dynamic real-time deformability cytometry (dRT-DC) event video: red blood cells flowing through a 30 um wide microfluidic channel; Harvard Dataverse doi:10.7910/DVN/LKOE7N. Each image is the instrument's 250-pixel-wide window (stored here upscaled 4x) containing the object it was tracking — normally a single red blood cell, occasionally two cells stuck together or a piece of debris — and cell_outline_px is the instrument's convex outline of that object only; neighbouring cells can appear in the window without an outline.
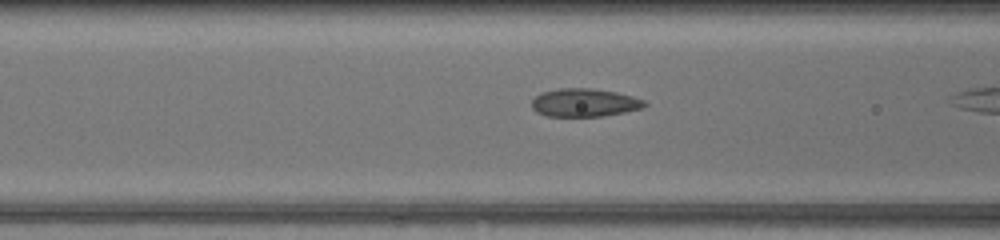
{"species": "common noctule bat (a hibernating species)", "species_latin": "Nyctalus noctula", "temperature_condition": "warm", "stored_images_in_passage": 23, "camera_frame_rate_fps": 3000, "um_per_image_px": 0.085, "animal": {"sex": "female", "body_mass_g": 17.0, "forearm_length_mm": 48.0}, "frame": {"image": 1, "passage_image": 4, "time_ms": 1.0, "image_size_px": [1000, 240], "cell_outline_px": [[648, 104], [640, 108], [624, 112], [600, 116], [548, 116], [536, 112], [532, 108], [532, 100], [536, 96], [544, 92], [560, 88], [588, 88], [616, 92], [632, 96], [644, 100]], "centroid_in_image_um": [49.67, 8.72], "position_along_channel_um": 116.9, "area_um2": 18.26}}
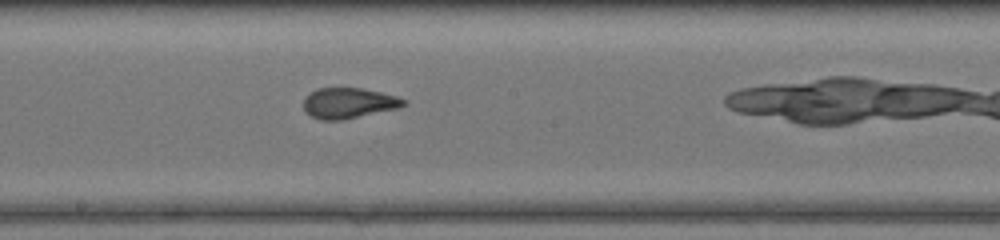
{"frame": {"image": 2, "passage_image": 11, "time_ms": 3.333, "image_size_px": [1000, 240], "cell_outline_px": [[404, 104], [396, 108], [344, 120], [320, 120], [304, 112], [304, 100], [316, 88], [360, 88], [380, 92], [396, 96], [404, 100]], "centroid_in_image_um": [29.58, 8.77], "position_along_channel_um": 218.6, "area_um2": 17.51}}
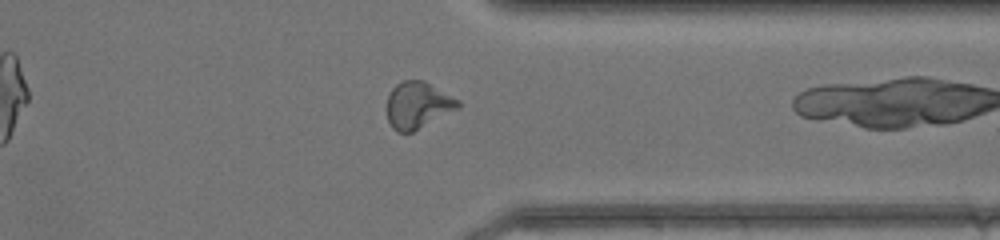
{"frame": {"image": 3, "passage_image": 22, "time_ms": 7.0, "image_size_px": [1000, 240], "cell_outline_px": [[460, 104], [456, 108], [412, 132], [396, 132], [392, 128], [388, 120], [388, 96], [392, 88], [396, 84], [404, 80], [424, 80], [460, 100]], "centroid_in_image_um": [35.48, 8.92], "position_along_channel_um": 375.9, "area_um2": 18.96}}